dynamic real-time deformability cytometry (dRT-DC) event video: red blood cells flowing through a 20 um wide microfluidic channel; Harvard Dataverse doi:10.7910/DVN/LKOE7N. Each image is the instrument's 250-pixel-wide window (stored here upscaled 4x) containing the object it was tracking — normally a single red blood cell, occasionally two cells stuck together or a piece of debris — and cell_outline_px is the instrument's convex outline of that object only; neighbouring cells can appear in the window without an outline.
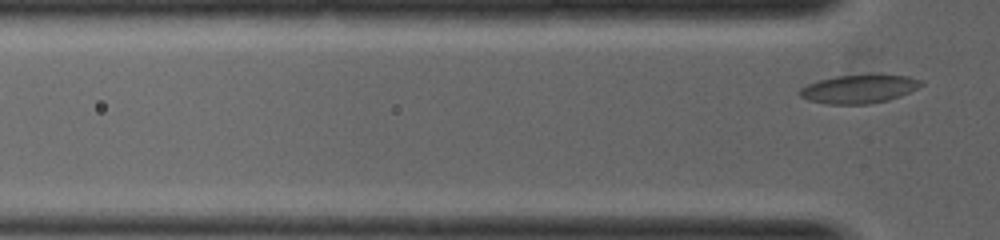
{"species": "common noctule bat (a hibernating species)", "species_latin": "Nyctalus noctula", "temperature_condition": "warm", "stored_images_in_passage": 3, "camera_frame_rate_fps": 5000, "um_per_image_px": 0.085, "animal": {"sex": "female", "body_mass_g": 19.0, "forearm_length_mm": 53.3}, "frame": {"image": 1, "passage_image": 3, "time_ms": 0.8, "image_size_px": [1000, 240], "cell_outline_px": [[924, 84], [900, 96], [888, 100], [868, 104], [828, 104], [808, 100], [800, 96], [796, 92], [800, 88], [808, 84], [820, 80], [836, 76], [872, 72], [876, 72], [908, 76], [920, 80]], "centroid_in_image_um": [73.02, 7.52], "position_along_channel_um": 52.8, "area_um2": 20.75}}